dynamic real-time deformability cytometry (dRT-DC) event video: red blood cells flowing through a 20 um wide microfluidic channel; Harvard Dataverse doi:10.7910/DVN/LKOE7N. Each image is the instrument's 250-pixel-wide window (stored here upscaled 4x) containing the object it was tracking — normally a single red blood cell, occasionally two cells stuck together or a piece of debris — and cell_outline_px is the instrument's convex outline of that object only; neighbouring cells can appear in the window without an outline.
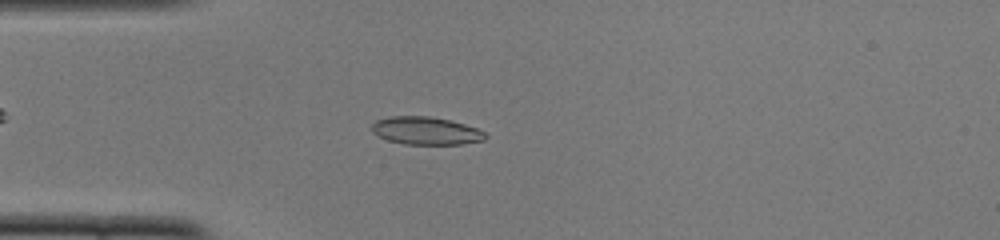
{"species": "common noctule bat (a hibernating species)", "species_latin": "Nyctalus noctula", "temperature_condition": "cold", "stored_images_in_passage": 44, "camera_frame_rate_fps": 3000, "um_per_image_px": 0.085, "animal": {"sex": "female", "body_mass_g": 22.0, "forearm_length_mm": 56.7}, "frame": {"image": 1, "passage_image": 6, "time_ms": 1.667, "image_size_px": [1000, 240], "cell_outline_px": [[488, 136], [484, 140], [460, 144], [404, 144], [388, 140], [376, 136], [372, 132], [372, 124], [376, 120], [392, 116], [428, 116], [452, 120], [476, 128], [484, 132]], "centroid_in_image_um": [36.18, 11.11], "position_along_channel_um": 48.8, "area_um2": 18.44}}
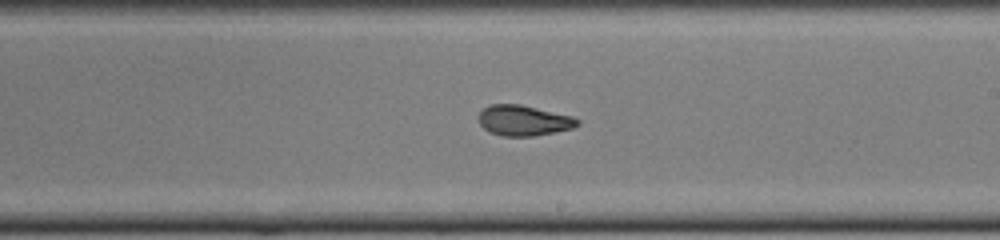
{"frame": {"image": 2, "passage_image": 22, "time_ms": 7.0, "image_size_px": [1000, 240], "cell_outline_px": [[580, 124], [572, 128], [556, 132], [532, 136], [504, 136], [488, 132], [480, 124], [476, 116], [484, 108], [492, 104], [520, 104], [572, 116], [580, 120]], "centroid_in_image_um": [44.49, 10.24], "position_along_channel_um": 244.5, "area_um2": 17.63}}
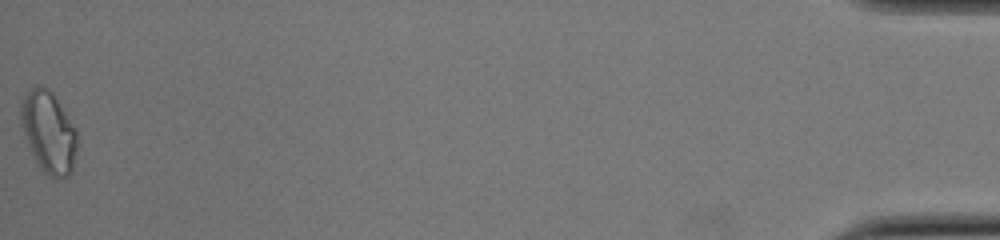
{"frame": {"image": 3, "passage_image": 44, "time_ms": 14.333, "image_size_px": [1000, 240], "cell_outline_px": [[76, 152], [72, 172], [68, 176], [60, 180], [56, 180], [48, 176], [36, 164], [24, 132], [20, 120], [20, 104], [24, 96], [36, 84], [52, 92], [76, 128]], "centroid_in_image_um": [4.14, 11.28], "position_along_channel_um": 431.1, "area_um2": 26.76}, "authors_computed_cell_mechanics": {"area_um2": 18.1492, "velocity_mm_per_s": 3.8765, "shape_relaxation_time_tau1_ms": 4.8539, "shape_relaxation_time_tau2_ms": 2.4045, "deformation_change_tau1": 0.1778, "deformation_change_tau2": 0.0765}}